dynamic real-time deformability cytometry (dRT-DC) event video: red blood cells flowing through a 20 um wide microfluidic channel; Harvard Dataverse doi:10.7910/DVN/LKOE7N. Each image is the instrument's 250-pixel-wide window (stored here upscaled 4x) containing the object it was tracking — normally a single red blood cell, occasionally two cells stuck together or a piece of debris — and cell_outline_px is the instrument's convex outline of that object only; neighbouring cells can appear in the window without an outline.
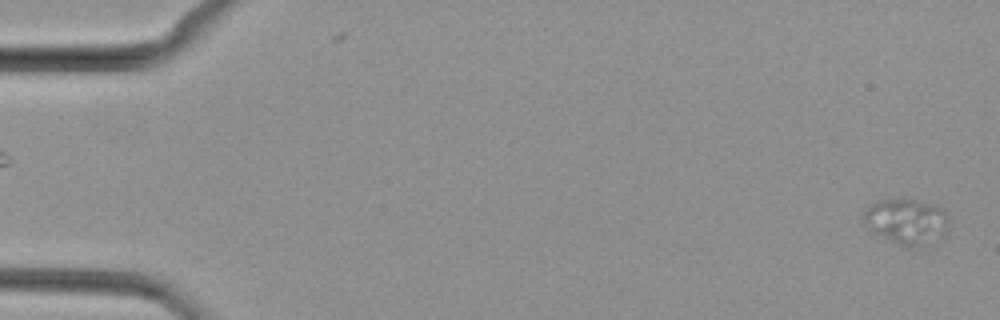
{"species": "common noctule bat (a hibernating species)", "species_latin": "Nyctalus noctula", "temperature_condition": "cold", "stored_images_in_passage": 11, "camera_frame_rate_fps": 3000, "um_per_image_px": 0.085, "animal": {"sex": "female", "body_mass_g": 29.2, "forearm_length_mm": 56.3}, "frame": {"image": 1, "passage_image": 2, "time_ms": 0.333, "image_size_px": [1000, 320], "cell_outline_px": [[948, 228], [944, 240], [916, 248], [904, 248], [872, 232], [864, 224], [860, 216], [872, 204], [880, 200], [908, 196], [932, 204], [940, 208], [944, 212], [948, 220]], "centroid_in_image_um": [77.07, 18.84], "position_along_channel_um": 7.9, "area_um2": 23.81}}